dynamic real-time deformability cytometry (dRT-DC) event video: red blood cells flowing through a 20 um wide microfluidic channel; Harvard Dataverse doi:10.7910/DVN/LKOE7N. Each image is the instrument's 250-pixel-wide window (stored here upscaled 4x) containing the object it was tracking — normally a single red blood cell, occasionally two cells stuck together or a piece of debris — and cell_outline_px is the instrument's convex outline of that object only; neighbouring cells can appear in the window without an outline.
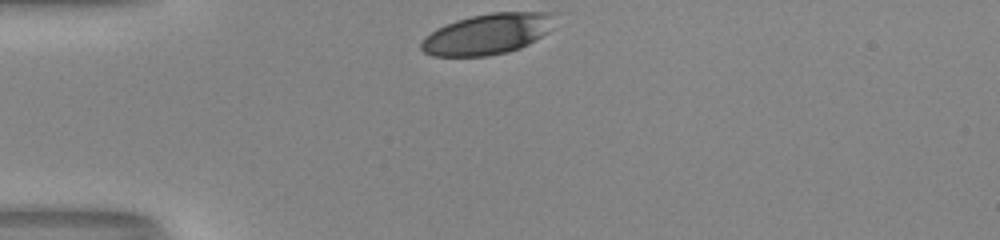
{"species": "human", "species_latin": "Homo sapiens", "temperature_condition": "room temperature", "stored_images_in_passage": 29, "camera_frame_rate_fps": 3000, "um_per_image_px": 0.085, "donor": {"sex": "male"}, "frame": {"image": 1, "passage_image": 1, "time_ms": 0.0, "image_size_px": [1000, 240], "cell_outline_px": [[560, 12], [552, 28], [548, 32], [528, 44], [520, 48], [508, 52], [488, 56], [432, 56], [424, 52], [420, 48], [420, 40], [424, 36], [436, 28], [456, 20], [472, 16], [492, 12]], "centroid_in_image_um": [41.46, 2.88], "position_along_channel_um": 43.5, "area_um2": 32.19}}
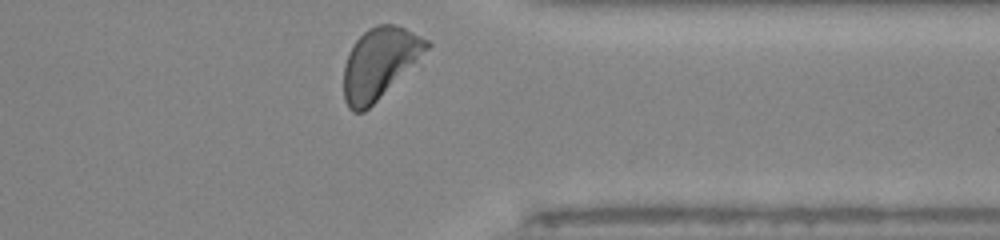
{"frame": {"image": 2, "passage_image": 29, "time_ms": 9.333, "image_size_px": [1000, 240], "cell_outline_px": [[432, 44], [364, 112], [352, 112], [348, 108], [344, 100], [344, 64], [348, 52], [352, 44], [368, 28], [376, 24], [392, 24], [404, 28], [428, 40]], "centroid_in_image_um": [32.19, 5.34], "position_along_channel_um": 379.2, "area_um2": 33.35}, "authors_computed_cell_mechanics": {"area_um2": 34.102, "velocity_mm_per_s": 3.9775, "shape_relaxation_time_tau1_ms": 2.7499, "shape_relaxation_time_tau2_ms": null, "deformation_change_tau1": 0.1445, "deformation_change_tau2": null}}